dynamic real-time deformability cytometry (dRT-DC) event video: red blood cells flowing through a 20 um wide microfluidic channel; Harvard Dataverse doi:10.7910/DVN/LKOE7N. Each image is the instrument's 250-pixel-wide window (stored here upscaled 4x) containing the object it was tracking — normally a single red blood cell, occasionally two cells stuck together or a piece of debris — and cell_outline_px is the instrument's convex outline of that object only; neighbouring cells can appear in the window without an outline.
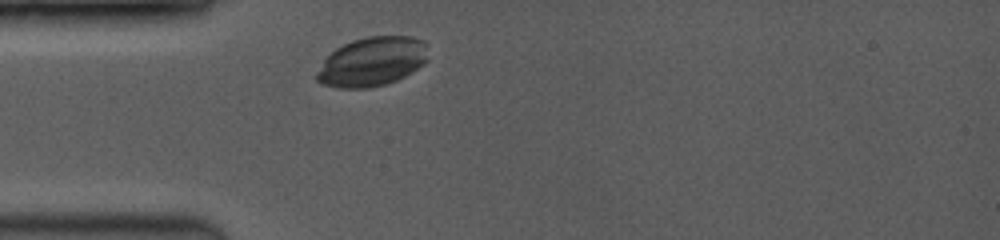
{"species": "common noctule bat (a hibernating species)", "species_latin": "Nyctalus noctula", "temperature_condition": "room temperature", "stored_images_in_passage": 9, "camera_frame_rate_fps": 3500, "um_per_image_px": 0.085, "animal": {"sex": "female", "body_mass_g": 19.0, "forearm_length_mm": 53.3}, "frame": {"image": 1, "passage_image": 1, "time_ms": 0.0, "image_size_px": [1000, 240], "cell_outline_px": [[428, 60], [424, 64], [404, 76], [396, 80], [384, 84], [368, 88], [340, 88], [324, 84], [316, 80], [316, 72], [324, 60], [336, 48], [352, 40], [368, 36], [412, 36], [424, 40], [428, 44]], "centroid_in_image_um": [31.67, 5.22], "position_along_channel_um": 53.3, "area_um2": 32.02}}
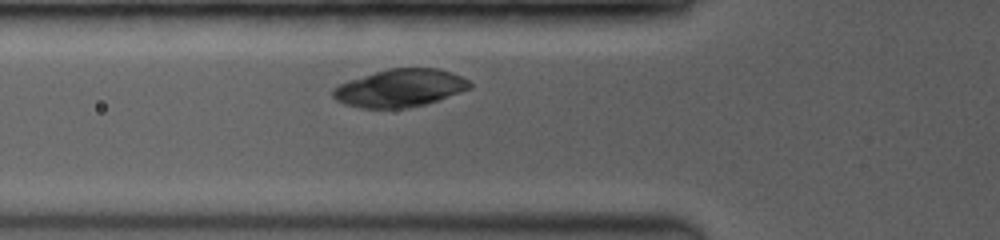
{"frame": {"image": 2, "passage_image": 4, "time_ms": 1.143, "image_size_px": [1000, 240], "cell_outline_px": [[472, 88], [424, 104], [404, 108], [360, 108], [344, 104], [336, 100], [332, 96], [332, 88], [348, 80], [388, 68], [436, 68], [452, 72], [468, 80], [472, 84]], "centroid_in_image_um": [33.97, 7.48], "position_along_channel_um": 91.8, "area_um2": 30.0}}
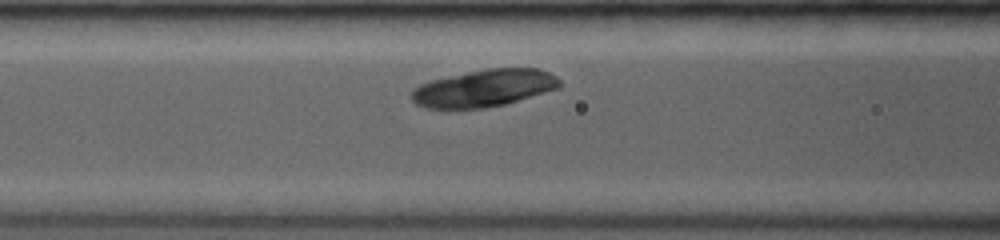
{"frame": {"image": 3, "passage_image": 6, "time_ms": 2.0, "image_size_px": [1000, 240], "cell_outline_px": [[560, 88], [504, 104], [484, 108], [448, 112], [424, 108], [416, 104], [412, 100], [412, 88], [420, 84], [432, 80], [448, 76], [488, 68], [536, 68], [548, 72], [556, 76], [560, 80]], "centroid_in_image_um": [41.07, 7.54], "position_along_channel_um": 125.5, "area_um2": 32.83}}